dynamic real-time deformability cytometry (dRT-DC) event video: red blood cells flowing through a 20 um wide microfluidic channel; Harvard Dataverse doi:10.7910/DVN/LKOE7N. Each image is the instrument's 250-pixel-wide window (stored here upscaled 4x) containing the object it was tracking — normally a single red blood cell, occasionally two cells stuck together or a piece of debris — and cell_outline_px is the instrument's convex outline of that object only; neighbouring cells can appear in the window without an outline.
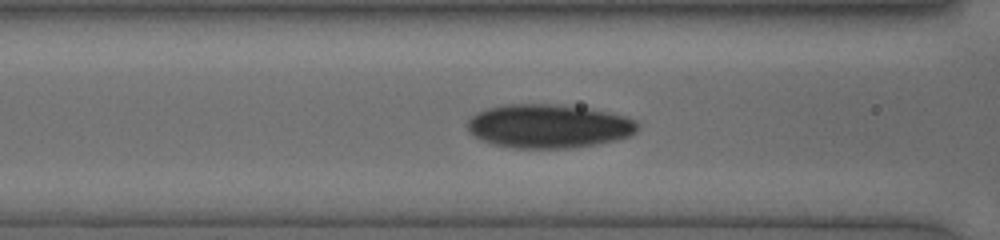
{"species": "human", "species_latin": "Homo sapiens", "temperature_condition": "cold", "stored_images_in_passage": 45, "camera_frame_rate_fps": 3000, "um_per_image_px": 0.085, "donor": {"sex": "female"}, "frame": {"image": 1, "passage_image": 13, "time_ms": 2.0, "image_size_px": [1000, 240], "cell_outline_px": [[640, 128], [636, 132], [628, 136], [616, 140], [596, 144], [572, 148], [516, 148], [492, 144], [480, 140], [472, 136], [468, 132], [468, 120], [476, 112], [488, 108], [504, 104], [560, 104], [592, 108], [624, 116], [636, 120], [640, 124]], "centroid_in_image_um": [46.63, 10.72], "position_along_channel_um": 120.0, "area_um2": 43.93}}
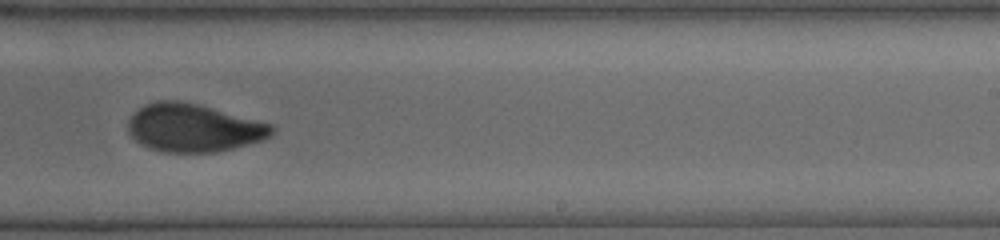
{"frame": {"image": 2, "passage_image": 26, "time_ms": 5.667, "image_size_px": [1000, 240], "cell_outline_px": [[276, 132], [272, 136], [264, 140], [216, 152], [160, 152], [148, 148], [140, 144], [128, 132], [128, 120], [144, 104], [156, 100], [180, 100], [196, 104], [272, 124], [276, 128]], "centroid_in_image_um": [16.46, 10.88], "position_along_channel_um": 272.5, "area_um2": 40.23}}
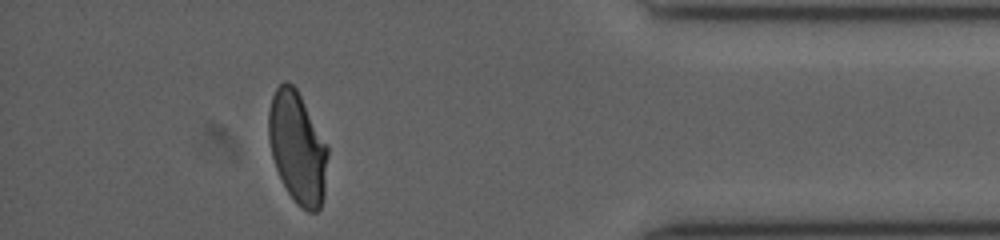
{"frame": {"image": 3, "passage_image": 40, "time_ms": 9.667, "image_size_px": [1000, 240], "cell_outline_px": [[328, 156], [324, 196], [320, 208], [316, 212], [308, 212], [300, 208], [296, 204], [288, 192], [276, 168], [272, 156], [268, 136], [268, 112], [272, 96], [276, 88], [284, 80], [288, 80], [296, 88], [328, 148]], "centroid_in_image_um": [25.28, 12.57], "position_along_channel_um": 409.9, "area_um2": 38.32}}